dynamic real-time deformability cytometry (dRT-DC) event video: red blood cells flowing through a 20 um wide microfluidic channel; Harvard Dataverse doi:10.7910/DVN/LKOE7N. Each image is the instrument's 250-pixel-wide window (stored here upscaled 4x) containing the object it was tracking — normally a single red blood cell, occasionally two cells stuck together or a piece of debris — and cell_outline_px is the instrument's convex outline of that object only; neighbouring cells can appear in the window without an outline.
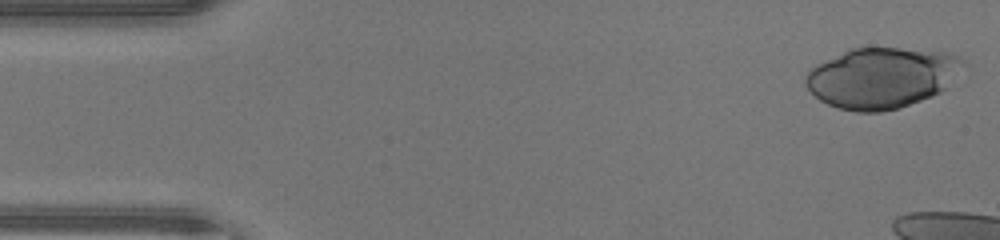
{"species": "human", "species_latin": "Homo sapiens", "temperature_condition": "warm", "stored_images_in_passage": 9, "camera_frame_rate_fps": 3000, "um_per_image_px": 0.085, "donor": {"sex": "male"}, "frame": {"image": 1, "passage_image": 1, "time_ms": 0.0, "image_size_px": [1000, 240], "cell_outline_px": [[968, 64], [940, 92], [920, 100], [896, 108], [880, 112], [856, 112], [840, 108], [828, 104], [820, 100], [804, 84], [804, 76], [816, 64], [848, 48], [900, 48], [944, 52], [960, 56]], "centroid_in_image_um": [74.94, 6.59], "position_along_channel_um": 10.1, "area_um2": 55.6}}